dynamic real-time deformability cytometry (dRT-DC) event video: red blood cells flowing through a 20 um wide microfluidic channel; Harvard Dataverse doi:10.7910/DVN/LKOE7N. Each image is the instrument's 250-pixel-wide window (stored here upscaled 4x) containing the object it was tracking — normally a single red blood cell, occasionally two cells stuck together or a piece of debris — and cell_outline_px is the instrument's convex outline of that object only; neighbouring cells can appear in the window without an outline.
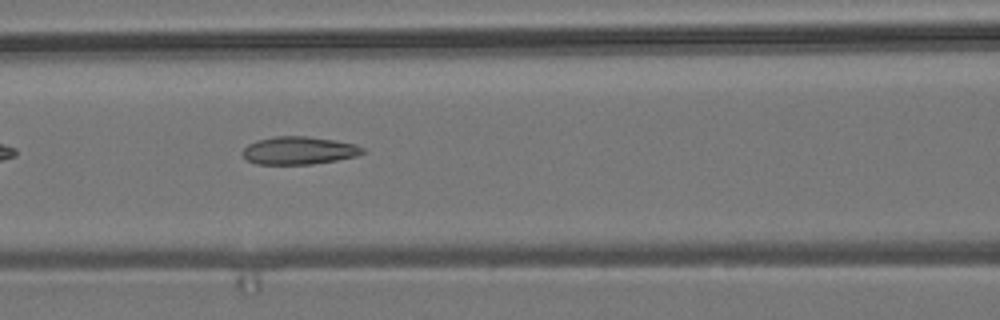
{"species": "common noctule bat (a hibernating species)", "species_latin": "Nyctalus noctula", "temperature_condition": "room temperature", "stored_images_in_passage": 10, "segment_of_instrument_passage": [1, 2], "camera_frame_rate_fps": 3000, "um_per_image_px": 0.085, "animal": {"sex": "male", "body_mass_g": 19.2, "forearm_length_mm": 51.8}, "frame": {"image": 1, "passage_image": 7, "time_ms": 2.0, "image_size_px": [1000, 320], "cell_outline_px": [[364, 152], [356, 156], [336, 160], [312, 164], [256, 164], [248, 160], [244, 156], [244, 148], [248, 144], [256, 140], [276, 136], [308, 136], [336, 140], [356, 144], [364, 148]], "centroid_in_image_um": [25.43, 12.78], "position_along_channel_um": 141.2, "area_um2": 19.42}}
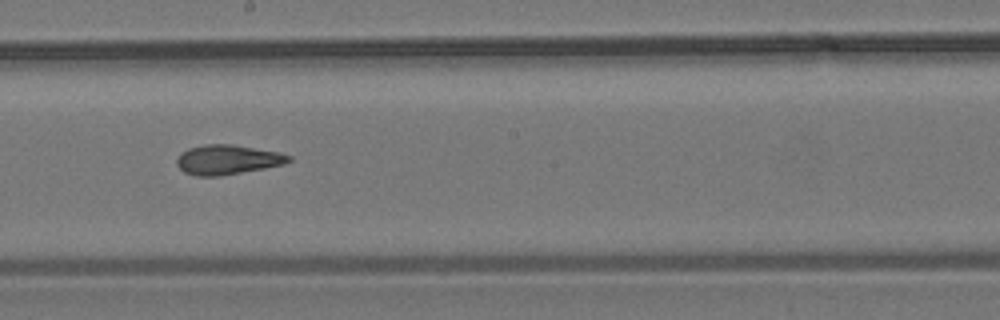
{"frame": {"image": 2, "passage_image": 9, "time_ms": 2.667, "image_size_px": [1000, 320], "cell_outline_px": [[292, 160], [284, 164], [264, 168], [220, 176], [196, 176], [184, 172], [176, 164], [176, 160], [180, 152], [188, 148], [204, 144], [232, 144], [280, 152], [292, 156]], "centroid_in_image_um": [19.32, 13.56], "position_along_channel_um": 228.9, "area_um2": 19.48}}